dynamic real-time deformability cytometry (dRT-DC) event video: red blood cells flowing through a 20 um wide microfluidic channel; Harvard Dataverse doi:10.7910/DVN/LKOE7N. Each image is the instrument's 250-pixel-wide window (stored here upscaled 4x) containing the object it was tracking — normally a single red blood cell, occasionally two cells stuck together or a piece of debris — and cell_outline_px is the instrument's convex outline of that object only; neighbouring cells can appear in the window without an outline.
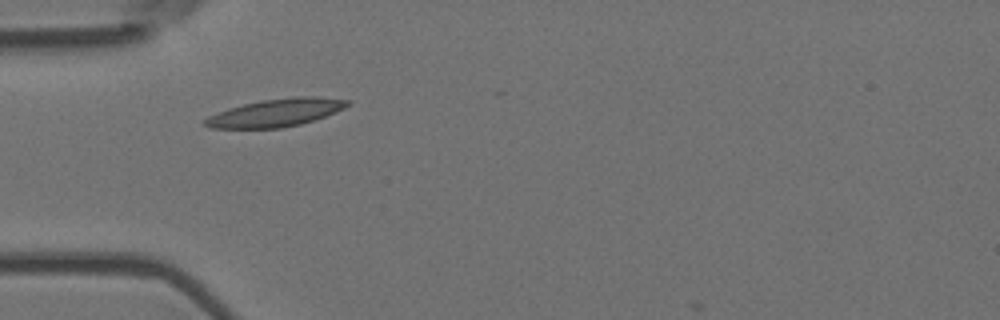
{"species": "Egyptian fruit bat (a non-hibernating species)", "species_latin": "Rousettus aegyptiacus", "temperature_condition": "room temperature", "stored_images_in_passage": 6, "camera_frame_rate_fps": 3000, "um_per_image_px": 0.085, "animal": {"sex": "female"}, "frame": {"image": 1, "passage_image": 1, "time_ms": 0.0, "image_size_px": [1000, 320], "cell_outline_px": [[352, 100], [344, 108], [336, 112], [300, 124], [280, 128], [212, 128], [204, 124], [204, 120], [208, 116], [228, 108], [260, 100], [296, 96], [316, 96]], "centroid_in_image_um": [23.46, 9.57], "position_along_channel_um": 61.5, "area_um2": 22.95}}
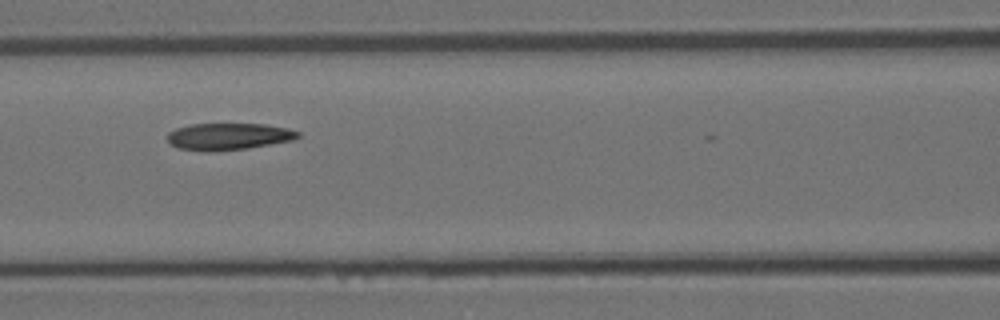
{"frame": {"image": 2, "passage_image": 3, "time_ms": 0.667, "image_size_px": [1000, 320], "cell_outline_px": [[300, 136], [292, 140], [248, 148], [208, 152], [176, 148], [168, 140], [168, 132], [176, 128], [192, 124], [264, 124], [288, 128], [300, 132]], "centroid_in_image_um": [19.41, 11.6], "position_along_channel_um": 147.2, "area_um2": 20.4}}
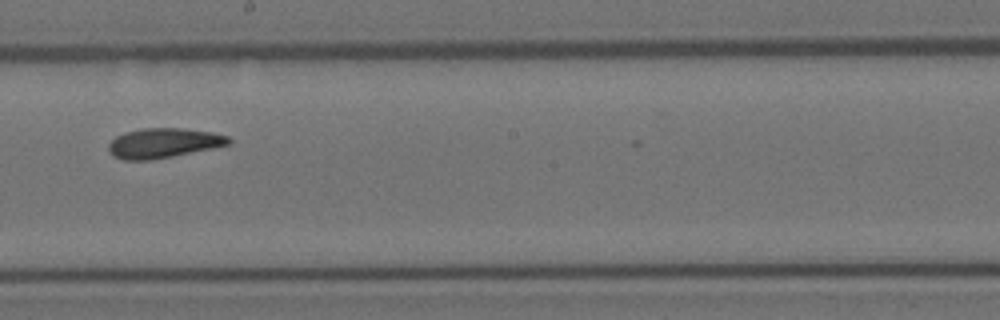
{"frame": {"image": 3, "passage_image": 5, "time_ms": 1.333, "image_size_px": [1000, 320], "cell_outline_px": [[232, 144], [152, 160], [124, 160], [112, 156], [108, 152], [108, 144], [116, 136], [124, 132], [144, 128], [180, 128], [212, 132], [228, 136], [232, 140]], "centroid_in_image_um": [13.88, 12.16], "position_along_channel_um": 234.3, "area_um2": 20.92}}